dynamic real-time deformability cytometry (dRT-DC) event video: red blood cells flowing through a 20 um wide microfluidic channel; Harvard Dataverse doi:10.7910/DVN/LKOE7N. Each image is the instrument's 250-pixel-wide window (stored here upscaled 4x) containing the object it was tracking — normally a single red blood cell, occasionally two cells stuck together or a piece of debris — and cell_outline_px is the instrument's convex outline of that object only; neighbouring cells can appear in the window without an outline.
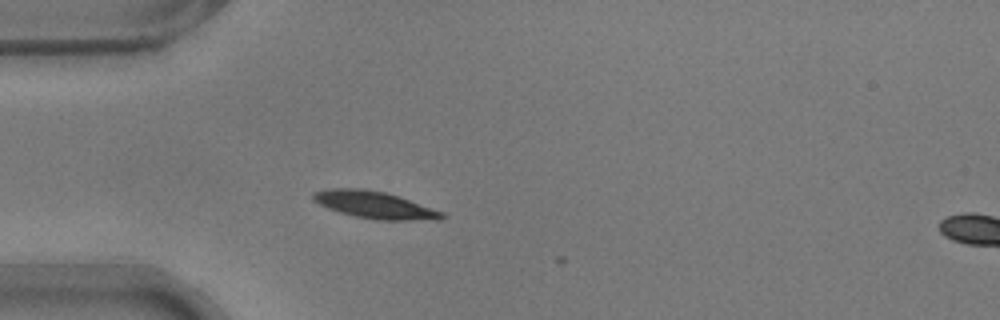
{"species": "common noctule bat (a hibernating species)", "species_latin": "Nyctalus noctula", "temperature_condition": "warm", "stored_images_in_passage": 2, "camera_frame_rate_fps": 3000, "um_per_image_px": 0.085, "animal": {"sex": "male", "body_mass_g": 17.9}, "frame": {"image": 1, "passage_image": 1, "time_ms": 0.0, "image_size_px": [1000, 320], "cell_outline_px": [[448, 216], [444, 220], [376, 220], [356, 216], [340, 212], [328, 208], [312, 200], [312, 192], [328, 188], [360, 188], [384, 192], [400, 196], [444, 212]], "centroid_in_image_um": [31.89, 17.42], "position_along_channel_um": 53.1, "area_um2": 20.58}}